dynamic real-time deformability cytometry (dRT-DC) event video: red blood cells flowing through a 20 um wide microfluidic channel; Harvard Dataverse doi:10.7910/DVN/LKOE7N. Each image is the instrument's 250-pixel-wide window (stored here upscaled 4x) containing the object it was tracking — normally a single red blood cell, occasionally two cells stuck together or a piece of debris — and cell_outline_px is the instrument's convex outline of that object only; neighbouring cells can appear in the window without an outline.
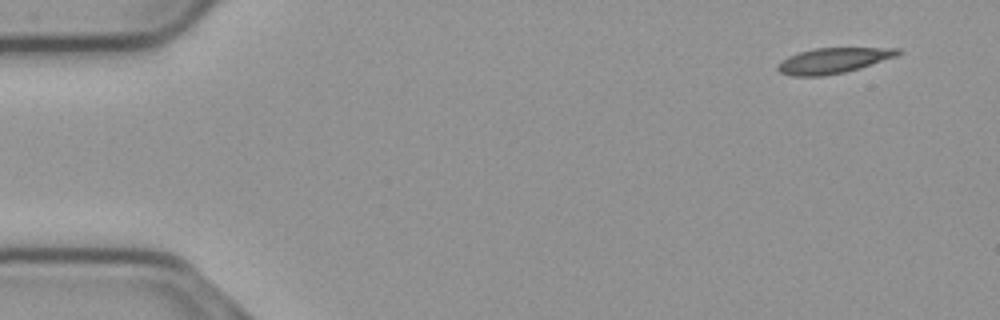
{"species": "common noctule bat (a hibernating species)", "species_latin": "Nyctalus noctula", "temperature_condition": "cold", "stored_images_in_passage": 52, "camera_frame_rate_fps": 3000, "um_per_image_px": 0.085, "animal": {"sex": "male", "body_mass_g": 23.1, "forearm_length_mm": 52.7}, "frame": {"image": 1, "passage_image": 1, "time_ms": 0.0, "image_size_px": [1000, 320], "cell_outline_px": [[900, 52], [896, 56], [860, 68], [844, 72], [820, 76], [792, 76], [780, 72], [776, 68], [788, 56], [800, 52], [816, 48], [900, 48]], "centroid_in_image_um": [70.82, 5.15], "position_along_channel_um": 14.2, "area_um2": 17.46}}
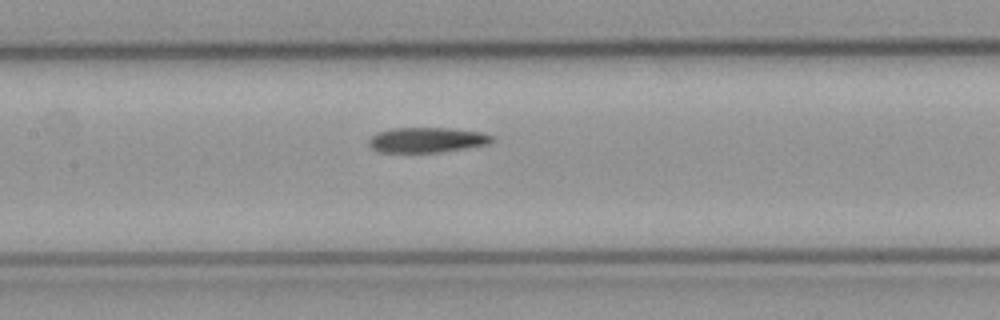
{"frame": {"image": 2, "passage_image": 23, "time_ms": 7.333, "image_size_px": [1000, 320], "cell_outline_px": [[496, 140], [488, 144], [440, 152], [380, 152], [372, 148], [368, 144], [368, 140], [376, 132], [392, 128], [452, 128], [484, 132], [492, 136]], "centroid_in_image_um": [36.3, 11.88], "position_along_channel_um": 171.1, "area_um2": 18.15}}
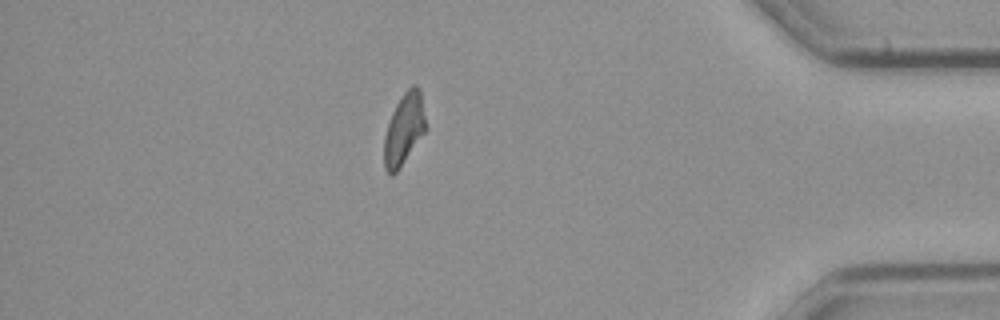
{"frame": {"image": 3, "passage_image": 45, "time_ms": 14.667, "image_size_px": [1000, 320], "cell_outline_px": [[428, 128], [400, 168], [392, 176], [384, 168], [384, 136], [392, 112], [396, 104], [404, 92], [412, 84], [416, 84], [420, 88]], "centroid_in_image_um": [34.37, 10.96], "position_along_channel_um": 400.8, "area_um2": 17.63}, "authors_computed_cell_mechanics": {"area_um2": 18.1492, "velocity_mm_per_s": 3.7083, "shape_relaxation_time_tau1_ms": null, "shape_relaxation_time_tau2_ms": 8.1823, "deformation_change_tau1": null, "deformation_change_tau2": 0.1531}}